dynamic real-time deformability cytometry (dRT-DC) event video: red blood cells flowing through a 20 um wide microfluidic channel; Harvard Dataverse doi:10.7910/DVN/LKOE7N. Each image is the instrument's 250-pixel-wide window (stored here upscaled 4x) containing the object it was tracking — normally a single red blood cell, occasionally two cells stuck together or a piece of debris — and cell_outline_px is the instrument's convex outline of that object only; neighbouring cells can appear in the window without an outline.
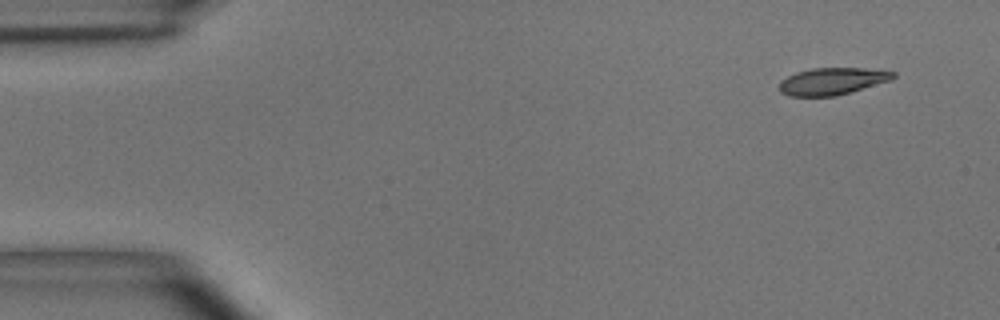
{"species": "common noctule bat (a hibernating species)", "species_latin": "Nyctalus noctula", "temperature_condition": "room temperature", "stored_images_in_passage": 52, "camera_frame_rate_fps": 3000, "um_per_image_px": 0.085, "animal": {"sex": "male", "body_mass_g": 15.6}, "frame": {"image": 1, "passage_image": 1, "time_ms": 0.0, "image_size_px": [1000, 320], "cell_outline_px": [[896, 76], [892, 80], [852, 92], [836, 96], [788, 96], [780, 92], [780, 80], [796, 72], [812, 68], [864, 68], [896, 72]], "centroid_in_image_um": [70.76, 6.91], "position_along_channel_um": 14.2, "area_um2": 18.09}}
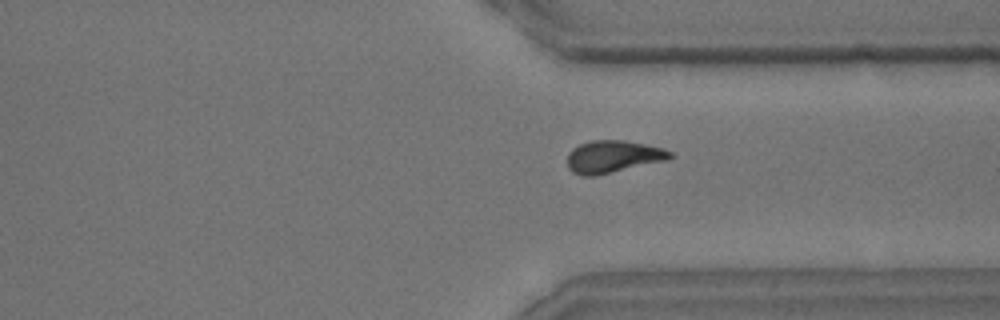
{"frame": {"image": 2, "passage_image": 38, "time_ms": 12.333, "image_size_px": [1000, 320], "cell_outline_px": [[672, 156], [664, 160], [592, 176], [584, 176], [572, 172], [568, 168], [568, 152], [572, 148], [580, 144], [592, 140], [624, 140], [664, 148], [672, 152]], "centroid_in_image_um": [52.05, 13.29], "position_along_channel_um": 359.3, "area_um2": 18.96}}
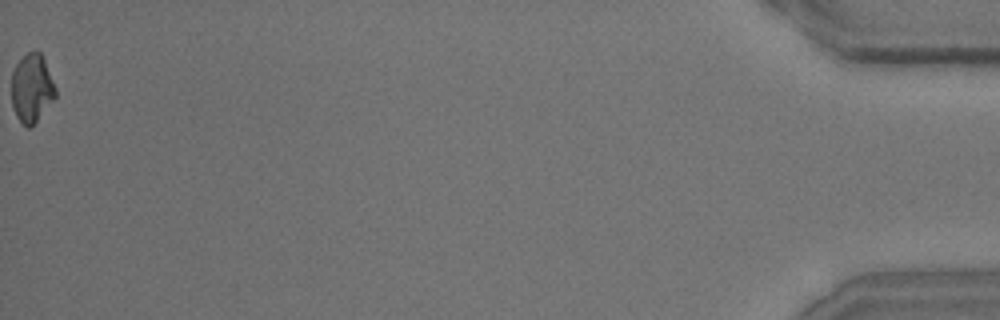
{"frame": {"image": 3, "passage_image": 52, "time_ms": 17.0, "image_size_px": [1000, 320], "cell_outline_px": [[56, 96], [36, 120], [28, 128], [16, 116], [12, 104], [12, 72], [16, 64], [28, 52], [36, 48], [40, 52], [44, 60], [56, 88]], "centroid_in_image_um": [2.69, 7.45], "position_along_channel_um": 432.5, "area_um2": 17.17}, "authors_computed_cell_mechanics": {"area_um2": 18.8428, "velocity_mm_per_s": 3.6365, "shape_relaxation_time_tau1_ms": 4.0424, "shape_relaxation_time_tau2_ms": 5.3858, "deformation_change_tau1": 0.1461, "deformation_change_tau2": 0.108}}